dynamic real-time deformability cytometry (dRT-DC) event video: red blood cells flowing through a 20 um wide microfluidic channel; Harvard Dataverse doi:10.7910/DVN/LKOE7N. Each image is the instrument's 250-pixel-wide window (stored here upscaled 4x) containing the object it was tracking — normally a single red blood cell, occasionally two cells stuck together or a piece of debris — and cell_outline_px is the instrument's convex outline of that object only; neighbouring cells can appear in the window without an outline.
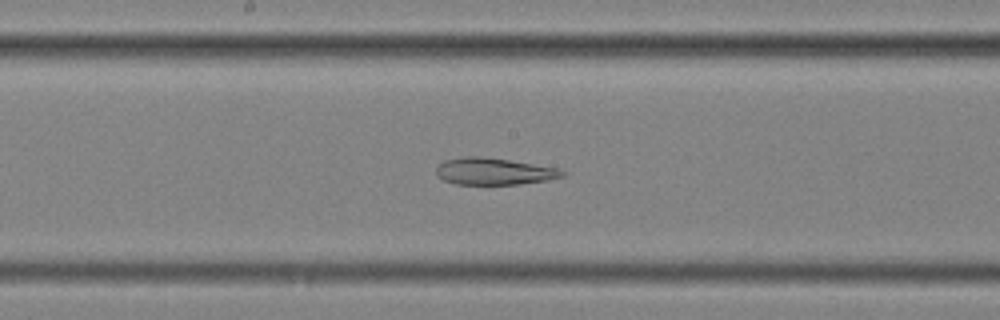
{"species": "common noctule bat (a hibernating species)", "species_latin": "Nyctalus noctula", "temperature_condition": "cold", "stored_images_in_passage": 46, "camera_frame_rate_fps": 3000, "um_per_image_px": 0.085, "animal": {"sex": "female", "body_mass_g": 25.1}, "frame": {"image": 1, "passage_image": 20, "time_ms": 6.333, "image_size_px": [1000, 320], "cell_outline_px": [[568, 172], [564, 176], [548, 180], [520, 184], [456, 184], [444, 180], [436, 176], [436, 168], [444, 160], [464, 156], [480, 156], [508, 160], [560, 168]], "centroid_in_image_um": [42.01, 14.56], "position_along_channel_um": 206.2, "area_um2": 19.83}, "authors_computed_cell_mechanics": {"area_um2": 26.9637, "velocity_mm_per_s": 3.6269, "shape_relaxation_time_tau1_ms": null, "shape_relaxation_time_tau2_ms": 5.2359, "deformation_change_tau1": null, "deformation_change_tau2": 0.1434}}